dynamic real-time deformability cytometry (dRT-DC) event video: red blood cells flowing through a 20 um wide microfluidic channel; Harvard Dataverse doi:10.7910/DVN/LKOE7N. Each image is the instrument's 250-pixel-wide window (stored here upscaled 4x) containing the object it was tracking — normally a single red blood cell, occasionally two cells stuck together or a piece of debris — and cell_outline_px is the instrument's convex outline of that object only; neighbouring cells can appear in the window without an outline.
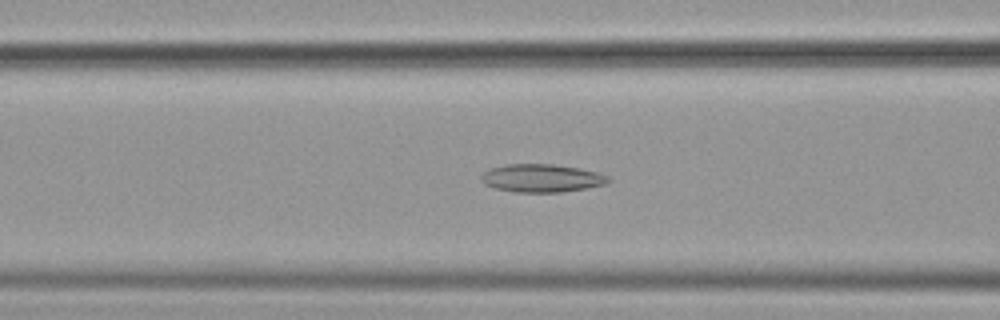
{"species": "common noctule bat (a hibernating species)", "species_latin": "Nyctalus noctula", "temperature_condition": "cold", "stored_images_in_passage": 40, "camera_frame_rate_fps": 3000, "um_per_image_px": 0.085, "animal": {"sex": "female", "body_mass_g": 19.9}, "frame": {"image": 1, "passage_image": 17, "time_ms": 5.333, "image_size_px": [1000, 320], "cell_outline_px": [[612, 180], [604, 184], [584, 188], [560, 192], [516, 192], [496, 188], [484, 184], [480, 180], [480, 176], [484, 172], [492, 168], [508, 164], [552, 164], [580, 168], [596, 172], [608, 176]], "centroid_in_image_um": [46.03, 15.14], "position_along_channel_um": 120.6, "area_um2": 20.58}}
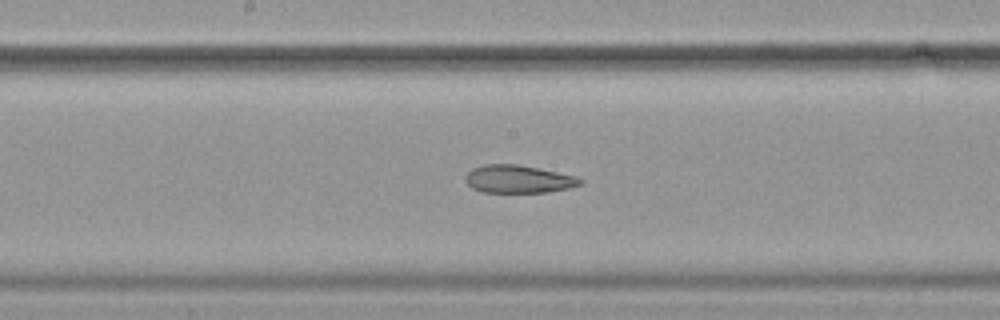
{"frame": {"image": 2, "passage_image": 24, "time_ms": 7.667, "image_size_px": [1000, 320], "cell_outline_px": [[584, 184], [568, 188], [548, 192], [484, 192], [472, 188], [464, 180], [464, 176], [472, 168], [484, 164], [516, 164], [576, 176], [584, 180]], "centroid_in_image_um": [44.05, 15.22], "position_along_channel_um": 204.1, "area_um2": 18.61}}
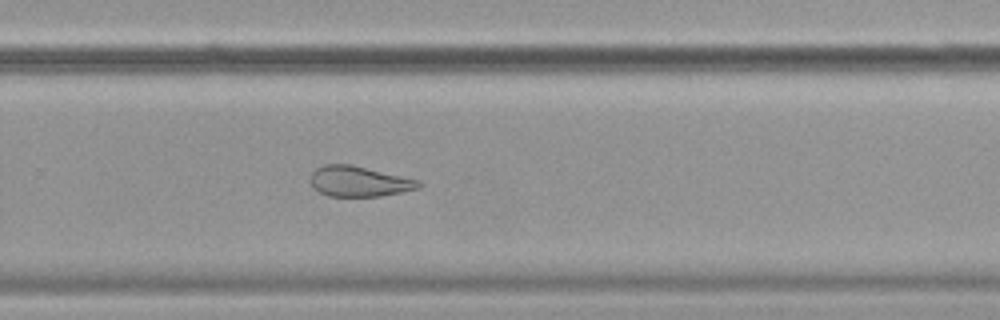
{"frame": {"image": 3, "passage_image": 32, "time_ms": 10.333, "image_size_px": [1000, 320], "cell_outline_px": [[424, 184], [420, 188], [380, 196], [328, 196], [312, 188], [312, 172], [316, 168], [324, 164], [352, 164], [420, 180]], "centroid_in_image_um": [30.55, 15.41], "position_along_channel_um": 299.2, "area_um2": 19.25}}